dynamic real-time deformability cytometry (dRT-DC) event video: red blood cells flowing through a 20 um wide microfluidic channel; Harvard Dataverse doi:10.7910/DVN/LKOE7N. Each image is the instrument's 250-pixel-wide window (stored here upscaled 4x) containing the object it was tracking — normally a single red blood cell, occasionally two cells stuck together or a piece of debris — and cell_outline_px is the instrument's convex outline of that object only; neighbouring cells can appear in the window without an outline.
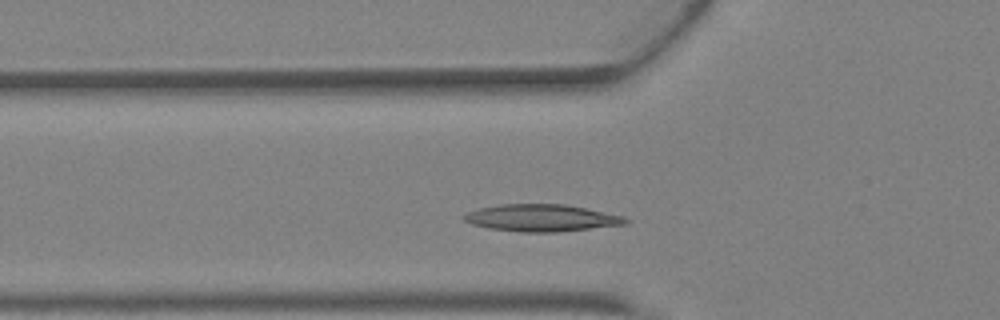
{"species": "Egyptian fruit bat (a non-hibernating species)", "species_latin": "Rousettus aegyptiacus", "temperature_condition": "warm", "stored_images_in_passage": 27, "camera_frame_rate_fps": 3000, "um_per_image_px": 0.085, "animal": {"sex": "female"}, "frame": {"image": 1, "passage_image": 6, "time_ms": 1.667, "image_size_px": [1000, 320], "cell_outline_px": [[632, 220], [624, 224], [552, 232], [520, 232], [488, 228], [472, 224], [464, 220], [464, 216], [468, 212], [480, 208], [500, 204], [564, 204], [624, 216]], "centroid_in_image_um": [46.01, 18.52], "position_along_channel_um": 79.8, "area_um2": 25.09}}
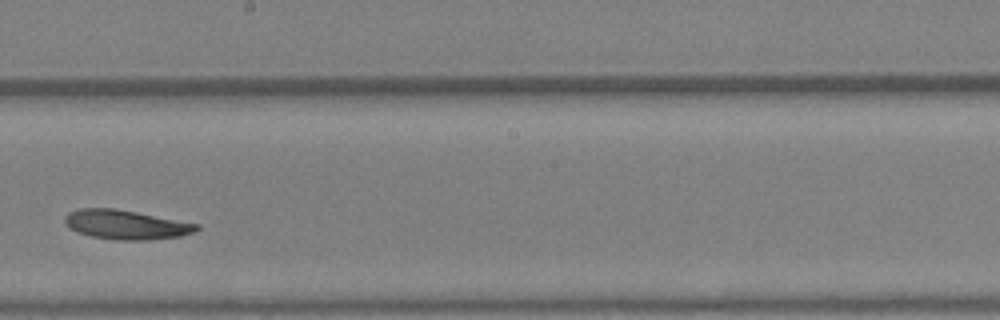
{"frame": {"image": 2, "passage_image": 16, "time_ms": 5.0, "image_size_px": [1000, 320], "cell_outline_px": [[200, 228], [196, 232], [180, 236], [148, 240], [116, 240], [92, 236], [76, 232], [68, 228], [64, 224], [64, 216], [68, 212], [80, 208], [116, 208], [200, 224]], "centroid_in_image_um": [10.69, 19.09], "position_along_channel_um": 237.5, "area_um2": 22.77}}
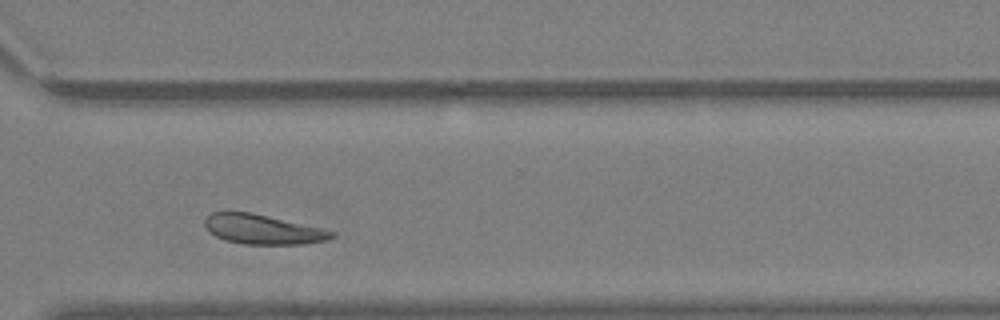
{"frame": {"image": 3, "passage_image": 23, "time_ms": 7.333, "image_size_px": [1000, 320], "cell_outline_px": [[336, 236], [328, 240], [304, 244], [244, 244], [224, 240], [216, 236], [204, 224], [204, 220], [212, 212], [252, 212], [324, 228], [336, 232]], "centroid_in_image_um": [22.41, 19.49], "position_along_channel_um": 348.2, "area_um2": 22.02}}